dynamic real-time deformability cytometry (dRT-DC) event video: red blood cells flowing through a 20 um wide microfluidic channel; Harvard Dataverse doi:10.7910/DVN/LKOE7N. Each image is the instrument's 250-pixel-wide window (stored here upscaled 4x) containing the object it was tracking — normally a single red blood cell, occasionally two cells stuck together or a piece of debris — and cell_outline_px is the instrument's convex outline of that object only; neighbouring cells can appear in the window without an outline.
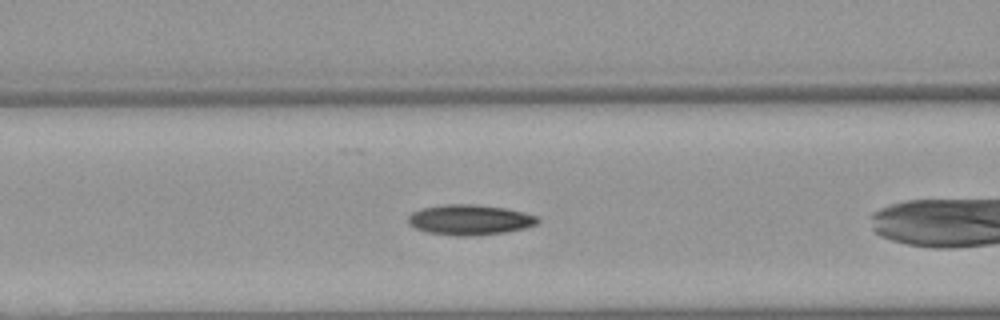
{"species": "Egyptian fruit bat (a non-hibernating species)", "species_latin": "Rousettus aegyptiacus", "temperature_condition": "warm", "stored_images_in_passage": 33, "camera_frame_rate_fps": 3000, "um_per_image_px": 0.085, "animal": {"sex": "female"}, "frame": {"image": 1, "passage_image": 6, "time_ms": 1.667, "image_size_px": [1000, 320], "cell_outline_px": [[540, 220], [536, 224], [524, 228], [504, 232], [468, 236], [456, 236], [428, 232], [416, 228], [408, 224], [408, 216], [412, 212], [420, 208], [444, 204], [472, 204], [504, 208], [524, 212], [536, 216]], "centroid_in_image_um": [39.89, 18.67], "position_along_channel_um": 126.7, "area_um2": 22.77}}
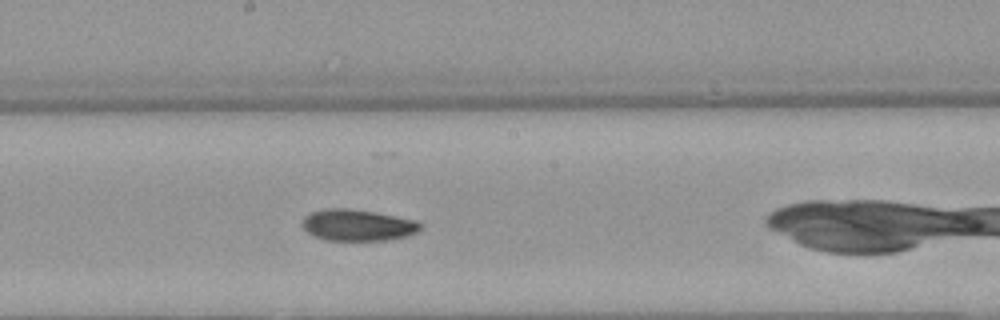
{"frame": {"image": 2, "passage_image": 13, "time_ms": 4.0, "image_size_px": [1000, 320], "cell_outline_px": [[424, 228], [420, 232], [408, 236], [388, 240], [324, 240], [312, 236], [300, 224], [304, 216], [312, 212], [324, 208], [348, 208], [372, 212], [416, 220]], "centroid_in_image_um": [30.4, 19.14], "position_along_channel_um": 217.8, "area_um2": 21.85}}
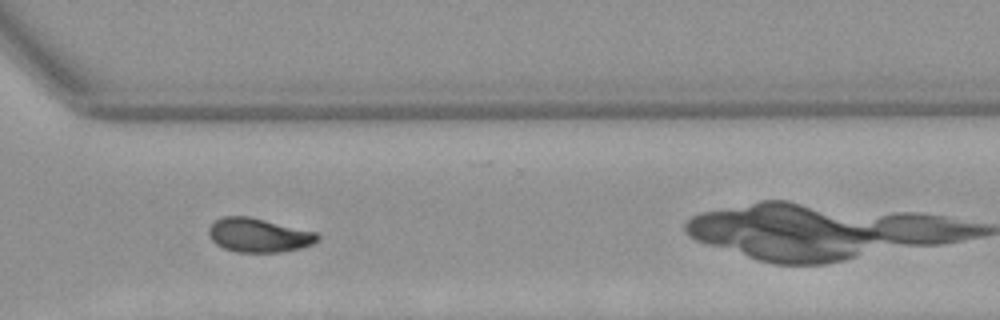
{"frame": {"image": 3, "passage_image": 23, "time_ms": 7.333, "image_size_px": [1000, 320], "cell_outline_px": [[320, 240], [312, 244], [300, 248], [280, 252], [236, 252], [224, 248], [216, 244], [212, 240], [208, 232], [208, 228], [216, 220], [224, 216], [248, 216], [316, 232], [320, 236]], "centroid_in_image_um": [21.99, 19.99], "position_along_channel_um": 348.6, "area_um2": 21.44}, "authors_computed_cell_mechanics": {"area_um2": 21.675, "velocity_mm_per_s": 3.9154, "shape_relaxation_time_tau1_ms": 6.3749, "shape_relaxation_time_tau2_ms": 4.8827, "deformation_change_tau1": 0.1531, "deformation_change_tau2": 0.0832}}